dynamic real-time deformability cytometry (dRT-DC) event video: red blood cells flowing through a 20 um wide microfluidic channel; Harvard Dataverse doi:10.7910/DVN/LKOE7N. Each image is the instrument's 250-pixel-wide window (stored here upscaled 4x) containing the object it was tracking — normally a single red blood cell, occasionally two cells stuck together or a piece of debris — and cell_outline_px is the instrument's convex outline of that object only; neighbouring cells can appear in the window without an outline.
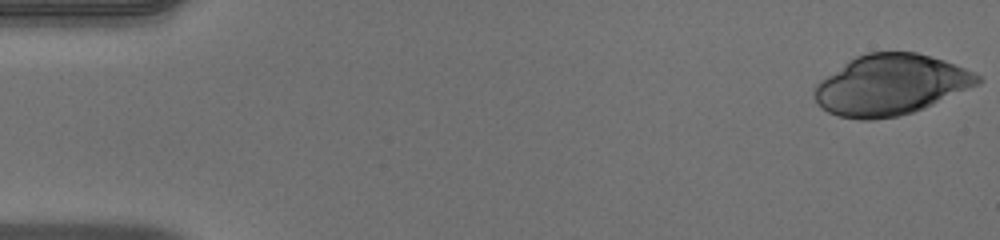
{"species": "human", "species_latin": "Homo sapiens", "temperature_condition": "warm", "stored_images_in_passage": 51, "camera_frame_rate_fps": 3000, "um_per_image_px": 0.085, "donor": {"sex": "male"}, "frame": {"image": 1, "passage_image": 1, "time_ms": 0.0, "image_size_px": [1000, 240], "cell_outline_px": [[984, 80], [980, 84], [924, 108], [912, 112], [896, 116], [872, 120], [860, 120], [836, 116], [820, 108], [812, 96], [812, 88], [820, 80], [848, 60], [856, 56], [868, 52], [916, 52], [944, 60], [976, 72]], "centroid_in_image_um": [75.68, 7.22], "position_along_channel_um": 9.3, "area_um2": 58.03}}
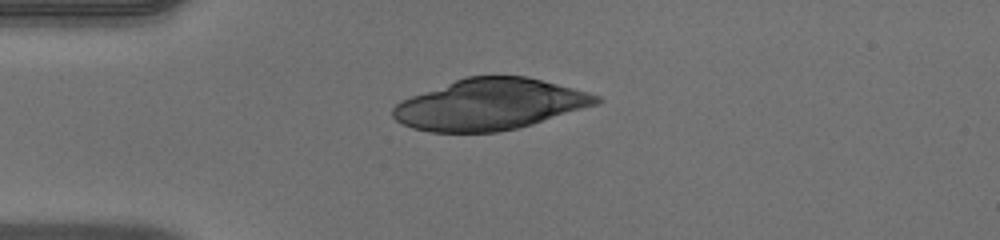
{"frame": {"image": 2, "passage_image": 13, "time_ms": 4.0, "image_size_px": [1000, 240], "cell_outline_px": [[604, 100], [600, 104], [532, 124], [516, 128], [496, 132], [432, 132], [412, 128], [396, 120], [392, 116], [392, 108], [400, 100], [456, 80], [468, 76], [528, 76], [588, 92], [600, 96]], "centroid_in_image_um": [41.67, 8.87], "position_along_channel_um": 43.3, "area_um2": 60.34}}